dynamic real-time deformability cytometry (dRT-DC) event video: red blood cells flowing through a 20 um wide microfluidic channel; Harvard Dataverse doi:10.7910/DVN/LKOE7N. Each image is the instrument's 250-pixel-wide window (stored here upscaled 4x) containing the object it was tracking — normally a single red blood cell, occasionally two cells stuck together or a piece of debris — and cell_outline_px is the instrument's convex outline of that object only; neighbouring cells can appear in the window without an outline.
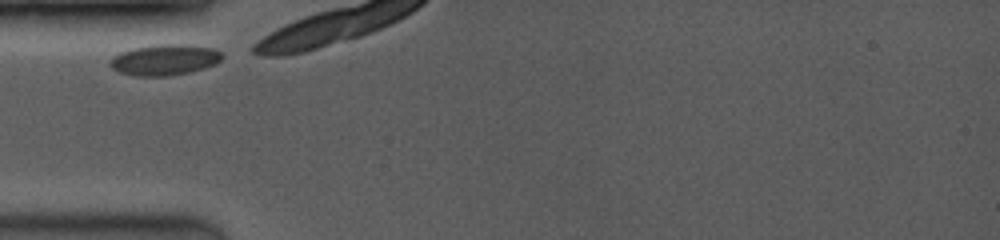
{"species": "common noctule bat (a hibernating species)", "species_latin": "Nyctalus noctula", "temperature_condition": "room temperature", "stored_images_in_passage": 14, "camera_frame_rate_fps": 3500, "um_per_image_px": 0.085, "animal": {"sex": "female", "body_mass_g": 19.0, "forearm_length_mm": 53.3}, "frame": {"image": 1, "passage_image": 1, "time_ms": 0.0, "image_size_px": [1000, 240], "cell_outline_px": [[224, 56], [216, 64], [204, 68], [188, 72], [168, 76], [132, 76], [120, 72], [112, 68], [108, 64], [108, 60], [112, 56], [120, 52], [132, 48], [160, 44], [184, 44], [212, 48], [220, 52]], "centroid_in_image_um": [13.95, 5.08], "position_along_channel_um": 71.1, "area_um2": 20.29}}